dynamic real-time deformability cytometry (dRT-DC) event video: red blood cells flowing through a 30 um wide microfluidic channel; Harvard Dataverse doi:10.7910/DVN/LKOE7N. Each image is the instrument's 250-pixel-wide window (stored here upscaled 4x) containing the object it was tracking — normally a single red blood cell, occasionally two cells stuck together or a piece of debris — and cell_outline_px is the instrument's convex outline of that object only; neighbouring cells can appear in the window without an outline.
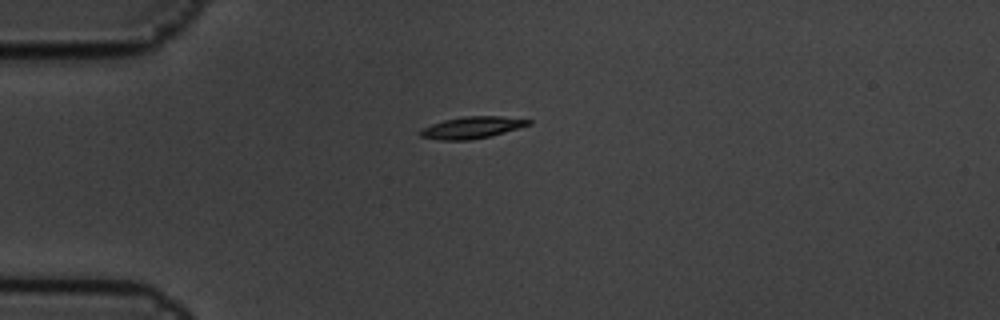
{"species": "common noctule bat (a hibernating species)", "species_latin": "Nyctalus noctula", "temperature_condition": "cold", "stored_images_in_passage": 4, "camera_frame_rate_fps": 3000, "um_per_image_px": 0.085, "animal": {"sex": "male", "body_mass_g": 19.5, "forearm_length_mm": 54.6}, "frame": {"image": 1, "passage_image": 1, "time_ms": 0.0, "image_size_px": [1000, 320], "cell_outline_px": [[532, 124], [504, 132], [488, 136], [468, 140], [440, 140], [420, 136], [420, 132], [424, 128], [432, 124], [444, 120], [464, 116], [500, 116], [532, 120]], "centroid_in_image_um": [40.14, 10.83], "position_along_channel_um": 44.9, "area_um2": 13.47}}
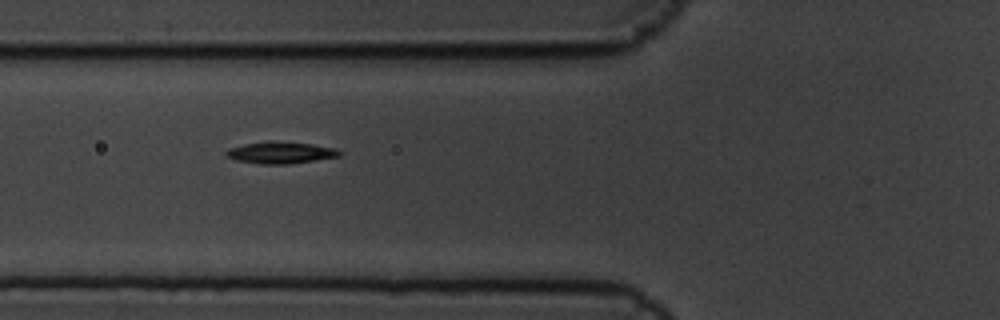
{"frame": {"image": 2, "passage_image": 3, "time_ms": 0.667, "image_size_px": [1000, 320], "cell_outline_px": [[340, 156], [288, 164], [264, 164], [236, 160], [228, 156], [224, 152], [228, 148], [244, 144], [272, 140], [312, 144], [336, 148], [340, 152]], "centroid_in_image_um": [23.83, 12.96], "position_along_channel_um": 102.0, "area_um2": 14.28}}
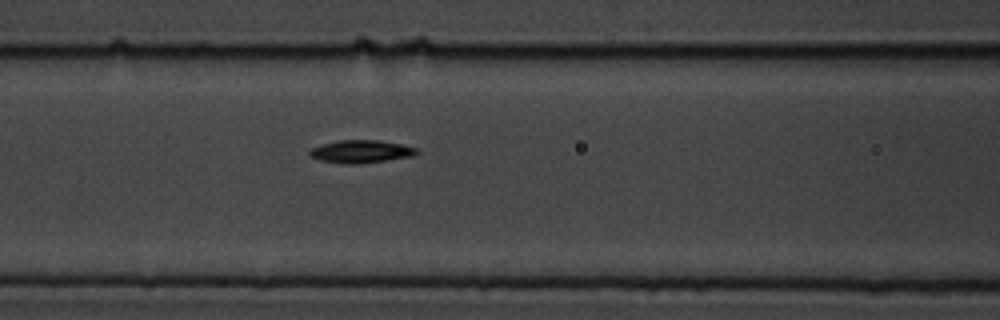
{"frame": {"image": 3, "passage_image": 4, "time_ms": 1.0, "image_size_px": [1000, 320], "cell_outline_px": [[420, 152], [416, 156], [360, 164], [344, 164], [320, 160], [308, 156], [308, 152], [312, 148], [324, 144], [340, 140], [380, 140], [400, 144], [416, 148]], "centroid_in_image_um": [30.71, 12.89], "position_along_channel_um": 135.9, "area_um2": 14.33}}